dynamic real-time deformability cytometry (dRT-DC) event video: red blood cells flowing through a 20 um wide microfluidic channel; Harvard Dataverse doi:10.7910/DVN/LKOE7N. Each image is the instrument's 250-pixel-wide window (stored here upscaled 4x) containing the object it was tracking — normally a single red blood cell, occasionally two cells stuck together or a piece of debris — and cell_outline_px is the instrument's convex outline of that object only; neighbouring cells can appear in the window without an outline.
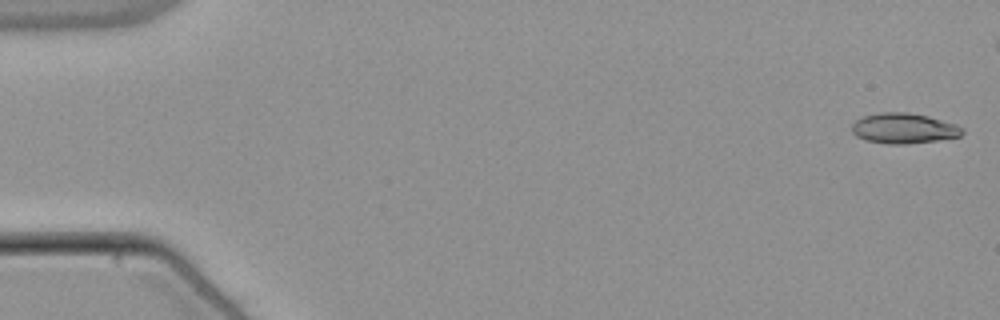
{"species": "common noctule bat (a hibernating species)", "species_latin": "Nyctalus noctula", "temperature_condition": "warm", "stored_images_in_passage": 47, "camera_frame_rate_fps": 3000, "um_per_image_px": 0.085, "animal": {"sex": "male", "body_mass_g": 21.5, "forearm_length_mm": 52.0}, "frame": {"image": 1, "passage_image": 1, "time_ms": 0.0, "image_size_px": [1000, 320], "cell_outline_px": [[964, 132], [960, 136], [936, 140], [904, 144], [888, 144], [864, 140], [856, 136], [852, 132], [852, 124], [856, 120], [864, 116], [880, 112], [908, 112], [928, 116], [956, 124], [964, 128]], "centroid_in_image_um": [76.81, 10.9], "position_along_channel_um": 8.2, "area_um2": 19.54}}
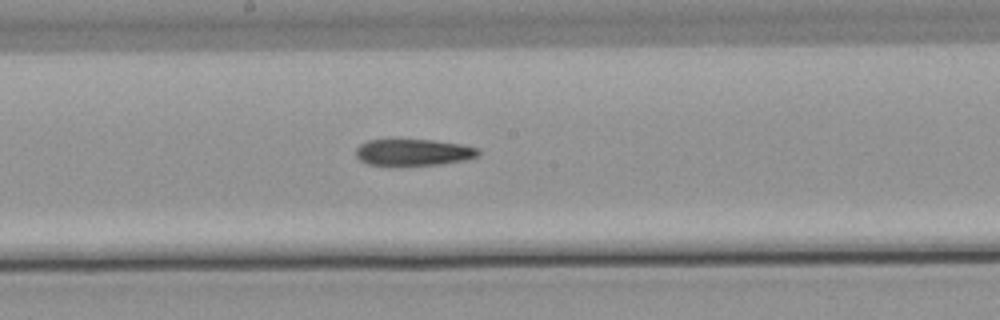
{"frame": {"image": 2, "passage_image": 29, "time_ms": 9.333, "image_size_px": [1000, 320], "cell_outline_px": [[480, 156], [464, 160], [440, 164], [368, 164], [360, 160], [356, 156], [356, 148], [360, 144], [368, 140], [432, 140], [460, 144], [480, 148]], "centroid_in_image_um": [35.18, 12.93], "position_along_channel_um": 213.0, "area_um2": 18.61}}
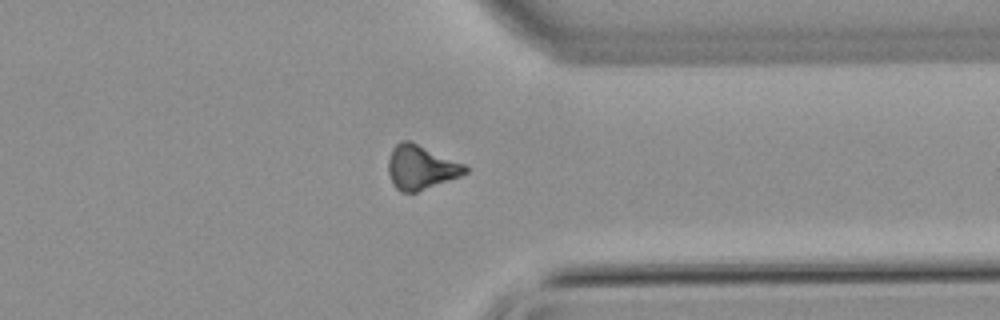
{"frame": {"image": 3, "passage_image": 42, "time_ms": 13.667, "image_size_px": [1000, 320], "cell_outline_px": [[468, 172], [460, 176], [416, 192], [400, 192], [392, 184], [388, 172], [388, 160], [392, 148], [400, 140], [408, 140], [464, 164], [468, 168]], "centroid_in_image_um": [35.74, 14.23], "position_along_channel_um": 375.7, "area_um2": 19.59}}